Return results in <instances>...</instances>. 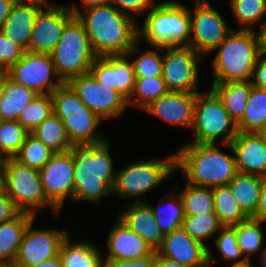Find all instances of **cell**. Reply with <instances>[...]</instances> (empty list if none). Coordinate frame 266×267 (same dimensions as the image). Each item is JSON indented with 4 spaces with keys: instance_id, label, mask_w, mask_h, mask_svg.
<instances>
[{
    "instance_id": "cell-1",
    "label": "cell",
    "mask_w": 266,
    "mask_h": 267,
    "mask_svg": "<svg viewBox=\"0 0 266 267\" xmlns=\"http://www.w3.org/2000/svg\"><path fill=\"white\" fill-rule=\"evenodd\" d=\"M76 17L97 57L126 55L138 42V19L120 12L112 3L84 9Z\"/></svg>"
},
{
    "instance_id": "cell-2",
    "label": "cell",
    "mask_w": 266,
    "mask_h": 267,
    "mask_svg": "<svg viewBox=\"0 0 266 267\" xmlns=\"http://www.w3.org/2000/svg\"><path fill=\"white\" fill-rule=\"evenodd\" d=\"M109 138L97 144L73 145L74 200L100 205L104 197L113 195L116 180Z\"/></svg>"
},
{
    "instance_id": "cell-3",
    "label": "cell",
    "mask_w": 266,
    "mask_h": 267,
    "mask_svg": "<svg viewBox=\"0 0 266 267\" xmlns=\"http://www.w3.org/2000/svg\"><path fill=\"white\" fill-rule=\"evenodd\" d=\"M266 50V35L258 30L232 29L226 38L210 53L212 82L251 81L254 67Z\"/></svg>"
},
{
    "instance_id": "cell-4",
    "label": "cell",
    "mask_w": 266,
    "mask_h": 267,
    "mask_svg": "<svg viewBox=\"0 0 266 267\" xmlns=\"http://www.w3.org/2000/svg\"><path fill=\"white\" fill-rule=\"evenodd\" d=\"M181 146L175 151V169L186 183L212 188L227 185L238 173L234 153L221 151L219 144Z\"/></svg>"
},
{
    "instance_id": "cell-5",
    "label": "cell",
    "mask_w": 266,
    "mask_h": 267,
    "mask_svg": "<svg viewBox=\"0 0 266 267\" xmlns=\"http://www.w3.org/2000/svg\"><path fill=\"white\" fill-rule=\"evenodd\" d=\"M138 24V41L145 39L151 47L189 46L190 8L180 1L156 2Z\"/></svg>"
},
{
    "instance_id": "cell-6",
    "label": "cell",
    "mask_w": 266,
    "mask_h": 267,
    "mask_svg": "<svg viewBox=\"0 0 266 267\" xmlns=\"http://www.w3.org/2000/svg\"><path fill=\"white\" fill-rule=\"evenodd\" d=\"M116 170L113 195L131 202H147V193L170 179L175 169V152L165 158L140 159Z\"/></svg>"
},
{
    "instance_id": "cell-7",
    "label": "cell",
    "mask_w": 266,
    "mask_h": 267,
    "mask_svg": "<svg viewBox=\"0 0 266 267\" xmlns=\"http://www.w3.org/2000/svg\"><path fill=\"white\" fill-rule=\"evenodd\" d=\"M50 95L53 113L62 120L72 145L97 144L107 140L102 132H98L103 120L80 100L68 83H63Z\"/></svg>"
},
{
    "instance_id": "cell-8",
    "label": "cell",
    "mask_w": 266,
    "mask_h": 267,
    "mask_svg": "<svg viewBox=\"0 0 266 267\" xmlns=\"http://www.w3.org/2000/svg\"><path fill=\"white\" fill-rule=\"evenodd\" d=\"M193 140L187 143L224 144L231 143L239 132L236 122L224 108L218 96L209 88L196 93L193 125Z\"/></svg>"
},
{
    "instance_id": "cell-9",
    "label": "cell",
    "mask_w": 266,
    "mask_h": 267,
    "mask_svg": "<svg viewBox=\"0 0 266 267\" xmlns=\"http://www.w3.org/2000/svg\"><path fill=\"white\" fill-rule=\"evenodd\" d=\"M58 76L64 83L90 72L97 57L83 24L74 16L64 27L57 46L50 53Z\"/></svg>"
},
{
    "instance_id": "cell-10",
    "label": "cell",
    "mask_w": 266,
    "mask_h": 267,
    "mask_svg": "<svg viewBox=\"0 0 266 267\" xmlns=\"http://www.w3.org/2000/svg\"><path fill=\"white\" fill-rule=\"evenodd\" d=\"M3 190L21 212L37 217V210L50 208L55 216L60 212L47 200L39 170L23 165L14 158H4Z\"/></svg>"
},
{
    "instance_id": "cell-11",
    "label": "cell",
    "mask_w": 266,
    "mask_h": 267,
    "mask_svg": "<svg viewBox=\"0 0 266 267\" xmlns=\"http://www.w3.org/2000/svg\"><path fill=\"white\" fill-rule=\"evenodd\" d=\"M190 9L191 37L189 47L207 58L210 53L232 31L223 15L214 8L209 0H194Z\"/></svg>"
},
{
    "instance_id": "cell-12",
    "label": "cell",
    "mask_w": 266,
    "mask_h": 267,
    "mask_svg": "<svg viewBox=\"0 0 266 267\" xmlns=\"http://www.w3.org/2000/svg\"><path fill=\"white\" fill-rule=\"evenodd\" d=\"M203 59L189 46L164 47L162 77L169 92H200L198 65Z\"/></svg>"
},
{
    "instance_id": "cell-13",
    "label": "cell",
    "mask_w": 266,
    "mask_h": 267,
    "mask_svg": "<svg viewBox=\"0 0 266 267\" xmlns=\"http://www.w3.org/2000/svg\"><path fill=\"white\" fill-rule=\"evenodd\" d=\"M7 77L37 94H51L64 83L50 54L30 51L24 52L22 58L7 70Z\"/></svg>"
},
{
    "instance_id": "cell-14",
    "label": "cell",
    "mask_w": 266,
    "mask_h": 267,
    "mask_svg": "<svg viewBox=\"0 0 266 267\" xmlns=\"http://www.w3.org/2000/svg\"><path fill=\"white\" fill-rule=\"evenodd\" d=\"M67 83L80 100L103 121L117 118L128 109L127 99L117 90L100 84L91 72L75 76Z\"/></svg>"
},
{
    "instance_id": "cell-15",
    "label": "cell",
    "mask_w": 266,
    "mask_h": 267,
    "mask_svg": "<svg viewBox=\"0 0 266 267\" xmlns=\"http://www.w3.org/2000/svg\"><path fill=\"white\" fill-rule=\"evenodd\" d=\"M47 200L59 211L64 209L67 198L74 200V155L71 150L54 153L39 170Z\"/></svg>"
},
{
    "instance_id": "cell-16",
    "label": "cell",
    "mask_w": 266,
    "mask_h": 267,
    "mask_svg": "<svg viewBox=\"0 0 266 267\" xmlns=\"http://www.w3.org/2000/svg\"><path fill=\"white\" fill-rule=\"evenodd\" d=\"M35 218L25 230L17 256L11 267H23L41 263L59 255L63 240L67 237L66 230L56 228L38 229L32 225Z\"/></svg>"
},
{
    "instance_id": "cell-17",
    "label": "cell",
    "mask_w": 266,
    "mask_h": 267,
    "mask_svg": "<svg viewBox=\"0 0 266 267\" xmlns=\"http://www.w3.org/2000/svg\"><path fill=\"white\" fill-rule=\"evenodd\" d=\"M74 16L68 5L54 4L49 1L35 19L29 51L50 54L57 46L64 27Z\"/></svg>"
},
{
    "instance_id": "cell-18",
    "label": "cell",
    "mask_w": 266,
    "mask_h": 267,
    "mask_svg": "<svg viewBox=\"0 0 266 267\" xmlns=\"http://www.w3.org/2000/svg\"><path fill=\"white\" fill-rule=\"evenodd\" d=\"M90 72L100 84L117 90L127 100L130 98L136 77L132 61L127 55L96 57Z\"/></svg>"
},
{
    "instance_id": "cell-19",
    "label": "cell",
    "mask_w": 266,
    "mask_h": 267,
    "mask_svg": "<svg viewBox=\"0 0 266 267\" xmlns=\"http://www.w3.org/2000/svg\"><path fill=\"white\" fill-rule=\"evenodd\" d=\"M156 251L188 267H209L208 248L191 238L181 227L164 235L162 244Z\"/></svg>"
},
{
    "instance_id": "cell-20",
    "label": "cell",
    "mask_w": 266,
    "mask_h": 267,
    "mask_svg": "<svg viewBox=\"0 0 266 267\" xmlns=\"http://www.w3.org/2000/svg\"><path fill=\"white\" fill-rule=\"evenodd\" d=\"M238 172L266 176V144L259 133L238 132L230 144Z\"/></svg>"
},
{
    "instance_id": "cell-21",
    "label": "cell",
    "mask_w": 266,
    "mask_h": 267,
    "mask_svg": "<svg viewBox=\"0 0 266 267\" xmlns=\"http://www.w3.org/2000/svg\"><path fill=\"white\" fill-rule=\"evenodd\" d=\"M196 93L168 92L143 111L168 124L192 128Z\"/></svg>"
},
{
    "instance_id": "cell-22",
    "label": "cell",
    "mask_w": 266,
    "mask_h": 267,
    "mask_svg": "<svg viewBox=\"0 0 266 267\" xmlns=\"http://www.w3.org/2000/svg\"><path fill=\"white\" fill-rule=\"evenodd\" d=\"M49 0L16 1L0 29L25 52L29 51L31 31L40 10Z\"/></svg>"
},
{
    "instance_id": "cell-23",
    "label": "cell",
    "mask_w": 266,
    "mask_h": 267,
    "mask_svg": "<svg viewBox=\"0 0 266 267\" xmlns=\"http://www.w3.org/2000/svg\"><path fill=\"white\" fill-rule=\"evenodd\" d=\"M108 254L104 261L111 259L133 260L152 254L154 250L135 232L130 230L117 216L106 241Z\"/></svg>"
},
{
    "instance_id": "cell-24",
    "label": "cell",
    "mask_w": 266,
    "mask_h": 267,
    "mask_svg": "<svg viewBox=\"0 0 266 267\" xmlns=\"http://www.w3.org/2000/svg\"><path fill=\"white\" fill-rule=\"evenodd\" d=\"M117 217L133 232L139 235L156 251L164 235L154 218L149 202H131L123 205Z\"/></svg>"
},
{
    "instance_id": "cell-25",
    "label": "cell",
    "mask_w": 266,
    "mask_h": 267,
    "mask_svg": "<svg viewBox=\"0 0 266 267\" xmlns=\"http://www.w3.org/2000/svg\"><path fill=\"white\" fill-rule=\"evenodd\" d=\"M36 216L20 212L15 218L0 223V267H11L24 233Z\"/></svg>"
},
{
    "instance_id": "cell-26",
    "label": "cell",
    "mask_w": 266,
    "mask_h": 267,
    "mask_svg": "<svg viewBox=\"0 0 266 267\" xmlns=\"http://www.w3.org/2000/svg\"><path fill=\"white\" fill-rule=\"evenodd\" d=\"M103 252L93 241L75 240L71 237L63 240L59 255L61 256L63 267H105Z\"/></svg>"
},
{
    "instance_id": "cell-27",
    "label": "cell",
    "mask_w": 266,
    "mask_h": 267,
    "mask_svg": "<svg viewBox=\"0 0 266 267\" xmlns=\"http://www.w3.org/2000/svg\"><path fill=\"white\" fill-rule=\"evenodd\" d=\"M253 86L252 81H230L211 83L210 89L218 96L230 117L238 124L244 116Z\"/></svg>"
},
{
    "instance_id": "cell-28",
    "label": "cell",
    "mask_w": 266,
    "mask_h": 267,
    "mask_svg": "<svg viewBox=\"0 0 266 267\" xmlns=\"http://www.w3.org/2000/svg\"><path fill=\"white\" fill-rule=\"evenodd\" d=\"M263 178L238 172L228 183L240 208L248 217H253L257 211Z\"/></svg>"
},
{
    "instance_id": "cell-29",
    "label": "cell",
    "mask_w": 266,
    "mask_h": 267,
    "mask_svg": "<svg viewBox=\"0 0 266 267\" xmlns=\"http://www.w3.org/2000/svg\"><path fill=\"white\" fill-rule=\"evenodd\" d=\"M38 94L8 77L4 80L0 93V121L17 120L20 112L30 104Z\"/></svg>"
},
{
    "instance_id": "cell-30",
    "label": "cell",
    "mask_w": 266,
    "mask_h": 267,
    "mask_svg": "<svg viewBox=\"0 0 266 267\" xmlns=\"http://www.w3.org/2000/svg\"><path fill=\"white\" fill-rule=\"evenodd\" d=\"M223 227L215 212L197 215L185 216L181 228L194 240L199 241L208 248V265L214 267V257L208 240L213 239L219 230Z\"/></svg>"
},
{
    "instance_id": "cell-31",
    "label": "cell",
    "mask_w": 266,
    "mask_h": 267,
    "mask_svg": "<svg viewBox=\"0 0 266 267\" xmlns=\"http://www.w3.org/2000/svg\"><path fill=\"white\" fill-rule=\"evenodd\" d=\"M229 8L239 27L243 30H257L266 35V1L265 0H229Z\"/></svg>"
},
{
    "instance_id": "cell-32",
    "label": "cell",
    "mask_w": 266,
    "mask_h": 267,
    "mask_svg": "<svg viewBox=\"0 0 266 267\" xmlns=\"http://www.w3.org/2000/svg\"><path fill=\"white\" fill-rule=\"evenodd\" d=\"M180 186L179 183L176 184L174 189H171L168 194L169 197L167 201L168 194L159 200V204L152 206L150 203V207L154 213L155 221L157 222L158 226L160 227L161 232L163 235L169 234L174 229L180 228L182 225V221L185 218V213L183 209L182 200L179 194H175V189ZM175 192H173V191ZM163 205V206H162Z\"/></svg>"
},
{
    "instance_id": "cell-33",
    "label": "cell",
    "mask_w": 266,
    "mask_h": 267,
    "mask_svg": "<svg viewBox=\"0 0 266 267\" xmlns=\"http://www.w3.org/2000/svg\"><path fill=\"white\" fill-rule=\"evenodd\" d=\"M31 134L54 153L70 151L73 146L62 120L54 113L44 119Z\"/></svg>"
},
{
    "instance_id": "cell-34",
    "label": "cell",
    "mask_w": 266,
    "mask_h": 267,
    "mask_svg": "<svg viewBox=\"0 0 266 267\" xmlns=\"http://www.w3.org/2000/svg\"><path fill=\"white\" fill-rule=\"evenodd\" d=\"M237 126L245 133H259L266 127V88L253 86L244 116Z\"/></svg>"
},
{
    "instance_id": "cell-35",
    "label": "cell",
    "mask_w": 266,
    "mask_h": 267,
    "mask_svg": "<svg viewBox=\"0 0 266 267\" xmlns=\"http://www.w3.org/2000/svg\"><path fill=\"white\" fill-rule=\"evenodd\" d=\"M264 221L253 219L249 217L247 220L234 225L238 238V246L245 259L251 260V257L258 255L265 247V233L262 229Z\"/></svg>"
},
{
    "instance_id": "cell-36",
    "label": "cell",
    "mask_w": 266,
    "mask_h": 267,
    "mask_svg": "<svg viewBox=\"0 0 266 267\" xmlns=\"http://www.w3.org/2000/svg\"><path fill=\"white\" fill-rule=\"evenodd\" d=\"M214 212L223 226H234L249 217L242 211L229 185L212 187Z\"/></svg>"
},
{
    "instance_id": "cell-37",
    "label": "cell",
    "mask_w": 266,
    "mask_h": 267,
    "mask_svg": "<svg viewBox=\"0 0 266 267\" xmlns=\"http://www.w3.org/2000/svg\"><path fill=\"white\" fill-rule=\"evenodd\" d=\"M141 45V41H138L126 54L132 61L135 77L162 76L163 47H153V49L141 52Z\"/></svg>"
},
{
    "instance_id": "cell-38",
    "label": "cell",
    "mask_w": 266,
    "mask_h": 267,
    "mask_svg": "<svg viewBox=\"0 0 266 267\" xmlns=\"http://www.w3.org/2000/svg\"><path fill=\"white\" fill-rule=\"evenodd\" d=\"M178 194L182 200L185 216L214 212V196L211 188L185 183Z\"/></svg>"
},
{
    "instance_id": "cell-39",
    "label": "cell",
    "mask_w": 266,
    "mask_h": 267,
    "mask_svg": "<svg viewBox=\"0 0 266 267\" xmlns=\"http://www.w3.org/2000/svg\"><path fill=\"white\" fill-rule=\"evenodd\" d=\"M168 92L169 90L162 76L136 78L133 92L127 100L128 106H134L138 107L139 110H144L152 102L166 95Z\"/></svg>"
},
{
    "instance_id": "cell-40",
    "label": "cell",
    "mask_w": 266,
    "mask_h": 267,
    "mask_svg": "<svg viewBox=\"0 0 266 267\" xmlns=\"http://www.w3.org/2000/svg\"><path fill=\"white\" fill-rule=\"evenodd\" d=\"M29 132L17 120L0 121V159L14 158Z\"/></svg>"
},
{
    "instance_id": "cell-41",
    "label": "cell",
    "mask_w": 266,
    "mask_h": 267,
    "mask_svg": "<svg viewBox=\"0 0 266 267\" xmlns=\"http://www.w3.org/2000/svg\"><path fill=\"white\" fill-rule=\"evenodd\" d=\"M53 113L50 94H38L21 112L17 121L31 133L44 119Z\"/></svg>"
},
{
    "instance_id": "cell-42",
    "label": "cell",
    "mask_w": 266,
    "mask_h": 267,
    "mask_svg": "<svg viewBox=\"0 0 266 267\" xmlns=\"http://www.w3.org/2000/svg\"><path fill=\"white\" fill-rule=\"evenodd\" d=\"M53 154L54 152L29 133L14 159L30 168L40 170Z\"/></svg>"
},
{
    "instance_id": "cell-43",
    "label": "cell",
    "mask_w": 266,
    "mask_h": 267,
    "mask_svg": "<svg viewBox=\"0 0 266 267\" xmlns=\"http://www.w3.org/2000/svg\"><path fill=\"white\" fill-rule=\"evenodd\" d=\"M212 241L214 247H216L212 251L217 250L221 255L220 258L225 261L235 263L246 260L238 246V238L234 226H223Z\"/></svg>"
},
{
    "instance_id": "cell-44",
    "label": "cell",
    "mask_w": 266,
    "mask_h": 267,
    "mask_svg": "<svg viewBox=\"0 0 266 267\" xmlns=\"http://www.w3.org/2000/svg\"><path fill=\"white\" fill-rule=\"evenodd\" d=\"M24 50L0 31V66L7 70L23 56Z\"/></svg>"
},
{
    "instance_id": "cell-45",
    "label": "cell",
    "mask_w": 266,
    "mask_h": 267,
    "mask_svg": "<svg viewBox=\"0 0 266 267\" xmlns=\"http://www.w3.org/2000/svg\"><path fill=\"white\" fill-rule=\"evenodd\" d=\"M158 0H112V4L122 13H125L135 20L136 17H143L145 13Z\"/></svg>"
},
{
    "instance_id": "cell-46",
    "label": "cell",
    "mask_w": 266,
    "mask_h": 267,
    "mask_svg": "<svg viewBox=\"0 0 266 267\" xmlns=\"http://www.w3.org/2000/svg\"><path fill=\"white\" fill-rule=\"evenodd\" d=\"M155 254L156 251L145 257L133 260L111 259L110 261H104V264L105 267H154Z\"/></svg>"
},
{
    "instance_id": "cell-47",
    "label": "cell",
    "mask_w": 266,
    "mask_h": 267,
    "mask_svg": "<svg viewBox=\"0 0 266 267\" xmlns=\"http://www.w3.org/2000/svg\"><path fill=\"white\" fill-rule=\"evenodd\" d=\"M20 212L8 194L2 190L0 192V223L15 218Z\"/></svg>"
},
{
    "instance_id": "cell-48",
    "label": "cell",
    "mask_w": 266,
    "mask_h": 267,
    "mask_svg": "<svg viewBox=\"0 0 266 267\" xmlns=\"http://www.w3.org/2000/svg\"><path fill=\"white\" fill-rule=\"evenodd\" d=\"M251 81L256 87L266 88V50L261 54L254 67Z\"/></svg>"
},
{
    "instance_id": "cell-49",
    "label": "cell",
    "mask_w": 266,
    "mask_h": 267,
    "mask_svg": "<svg viewBox=\"0 0 266 267\" xmlns=\"http://www.w3.org/2000/svg\"><path fill=\"white\" fill-rule=\"evenodd\" d=\"M252 218L266 222V176L263 178L257 211Z\"/></svg>"
},
{
    "instance_id": "cell-50",
    "label": "cell",
    "mask_w": 266,
    "mask_h": 267,
    "mask_svg": "<svg viewBox=\"0 0 266 267\" xmlns=\"http://www.w3.org/2000/svg\"><path fill=\"white\" fill-rule=\"evenodd\" d=\"M80 1H81L80 7L76 3L74 4L72 3L71 5H69L71 11L74 13L75 16L84 9L107 5L112 2V0H80Z\"/></svg>"
},
{
    "instance_id": "cell-51",
    "label": "cell",
    "mask_w": 266,
    "mask_h": 267,
    "mask_svg": "<svg viewBox=\"0 0 266 267\" xmlns=\"http://www.w3.org/2000/svg\"><path fill=\"white\" fill-rule=\"evenodd\" d=\"M154 267H188V266L183 265L177 261L171 260L169 258H166V257L160 255L156 251Z\"/></svg>"
},
{
    "instance_id": "cell-52",
    "label": "cell",
    "mask_w": 266,
    "mask_h": 267,
    "mask_svg": "<svg viewBox=\"0 0 266 267\" xmlns=\"http://www.w3.org/2000/svg\"><path fill=\"white\" fill-rule=\"evenodd\" d=\"M15 2V0H0V29Z\"/></svg>"
},
{
    "instance_id": "cell-53",
    "label": "cell",
    "mask_w": 266,
    "mask_h": 267,
    "mask_svg": "<svg viewBox=\"0 0 266 267\" xmlns=\"http://www.w3.org/2000/svg\"><path fill=\"white\" fill-rule=\"evenodd\" d=\"M23 267H63V262H62L61 256L58 255L56 257L50 258L41 263H37L34 265H29V266H23Z\"/></svg>"
},
{
    "instance_id": "cell-54",
    "label": "cell",
    "mask_w": 266,
    "mask_h": 267,
    "mask_svg": "<svg viewBox=\"0 0 266 267\" xmlns=\"http://www.w3.org/2000/svg\"><path fill=\"white\" fill-rule=\"evenodd\" d=\"M252 260H245L242 262H235V263H231V266L229 267H253L254 264H252Z\"/></svg>"
},
{
    "instance_id": "cell-55",
    "label": "cell",
    "mask_w": 266,
    "mask_h": 267,
    "mask_svg": "<svg viewBox=\"0 0 266 267\" xmlns=\"http://www.w3.org/2000/svg\"><path fill=\"white\" fill-rule=\"evenodd\" d=\"M6 78H7V69L3 66H0V93L2 91V86Z\"/></svg>"
},
{
    "instance_id": "cell-56",
    "label": "cell",
    "mask_w": 266,
    "mask_h": 267,
    "mask_svg": "<svg viewBox=\"0 0 266 267\" xmlns=\"http://www.w3.org/2000/svg\"><path fill=\"white\" fill-rule=\"evenodd\" d=\"M259 261H260V267H266V245L265 248L261 251V253L259 254Z\"/></svg>"
},
{
    "instance_id": "cell-57",
    "label": "cell",
    "mask_w": 266,
    "mask_h": 267,
    "mask_svg": "<svg viewBox=\"0 0 266 267\" xmlns=\"http://www.w3.org/2000/svg\"><path fill=\"white\" fill-rule=\"evenodd\" d=\"M3 184H4V180H3V163H2V159H0V192L3 190Z\"/></svg>"
},
{
    "instance_id": "cell-58",
    "label": "cell",
    "mask_w": 266,
    "mask_h": 267,
    "mask_svg": "<svg viewBox=\"0 0 266 267\" xmlns=\"http://www.w3.org/2000/svg\"><path fill=\"white\" fill-rule=\"evenodd\" d=\"M259 134L263 137L264 141H265V144H266V127L263 128Z\"/></svg>"
}]
</instances>
